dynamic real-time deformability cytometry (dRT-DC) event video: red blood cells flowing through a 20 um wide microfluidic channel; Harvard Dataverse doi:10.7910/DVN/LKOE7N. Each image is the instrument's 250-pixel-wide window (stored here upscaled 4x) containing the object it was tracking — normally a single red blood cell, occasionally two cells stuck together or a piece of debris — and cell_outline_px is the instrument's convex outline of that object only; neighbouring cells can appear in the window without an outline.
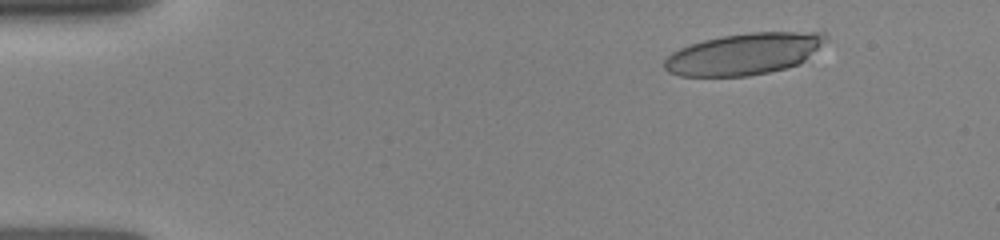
{"species": "human", "species_latin": "Homo sapiens", "temperature_condition": "room temperature", "stored_images_in_passage": 13, "camera_frame_rate_fps": 3000, "um_per_image_px": 0.085, "donor": {"sex": "female"}, "frame": {"image": 1, "passage_image": 4, "time_ms": 1.333, "image_size_px": [1000, 240], "cell_outline_px": [[828, 40], [800, 64], [768, 72], [748, 76], [680, 76], [668, 72], [664, 68], [664, 60], [672, 52], [680, 48], [704, 40], [720, 36], [748, 32], [824, 32], [828, 36]], "centroid_in_image_um": [63.25, 4.58], "position_along_channel_um": 21.7, "area_um2": 39.13}}